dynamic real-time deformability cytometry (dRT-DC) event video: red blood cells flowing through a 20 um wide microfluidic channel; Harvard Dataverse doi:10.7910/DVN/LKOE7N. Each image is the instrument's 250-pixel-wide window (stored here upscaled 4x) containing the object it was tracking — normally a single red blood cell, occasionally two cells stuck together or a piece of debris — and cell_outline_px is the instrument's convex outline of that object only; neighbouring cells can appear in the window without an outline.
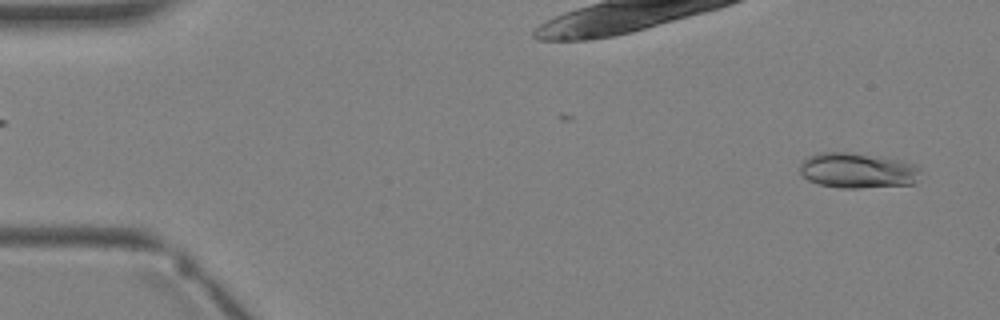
{"species": "Egyptian fruit bat (a non-hibernating species)", "species_latin": "Rousettus aegyptiacus", "temperature_condition": "warm", "stored_images_in_passage": 4, "camera_frame_rate_fps": 3000, "um_per_image_px": 0.085, "animal": {"sex": "female"}, "frame": {"image": 1, "passage_image": 4, "time_ms": 3.333, "image_size_px": [1000, 320], "cell_outline_px": [[920, 172], [916, 180], [912, 184], [860, 188], [840, 188], [820, 184], [808, 180], [800, 172], [800, 164], [808, 156], [820, 152], [848, 152], [900, 160], [916, 164], [920, 168]], "centroid_in_image_um": [72.89, 14.49], "position_along_channel_um": 12.1, "area_um2": 24.74}}